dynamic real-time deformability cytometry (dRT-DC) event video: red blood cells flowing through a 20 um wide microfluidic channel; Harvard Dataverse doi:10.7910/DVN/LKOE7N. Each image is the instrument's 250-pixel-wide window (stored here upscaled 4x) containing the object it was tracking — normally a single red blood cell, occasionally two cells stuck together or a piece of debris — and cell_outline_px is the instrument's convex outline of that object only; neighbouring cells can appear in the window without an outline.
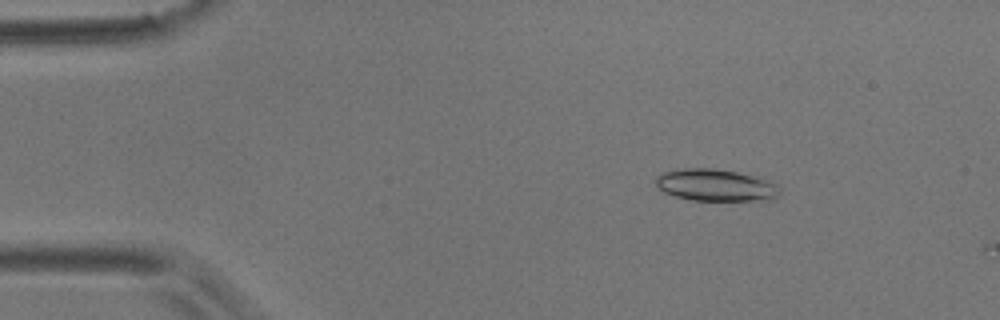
{"species": "common noctule bat (a hibernating species)", "species_latin": "Nyctalus noctula", "temperature_condition": "room temperature", "stored_images_in_passage": 5, "camera_frame_rate_fps": 3000, "um_per_image_px": 0.085, "animal": {"sex": "male", "body_mass_g": 17.9}, "frame": {"image": 1, "passage_image": 1, "time_ms": 0.0, "image_size_px": [1000, 320], "cell_outline_px": [[780, 196], [772, 200], [692, 200], [676, 196], [664, 192], [656, 188], [656, 176], [664, 172], [684, 168], [712, 168], [764, 176], [772, 180], [780, 188]], "centroid_in_image_um": [60.92, 15.73], "position_along_channel_um": 24.1, "area_um2": 23.58}}